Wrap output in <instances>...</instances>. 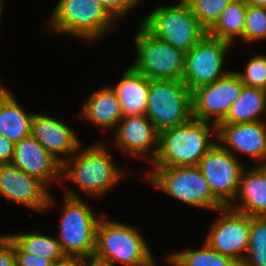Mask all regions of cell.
I'll return each mask as SVG.
<instances>
[{"label": "cell", "mask_w": 266, "mask_h": 266, "mask_svg": "<svg viewBox=\"0 0 266 266\" xmlns=\"http://www.w3.org/2000/svg\"><path fill=\"white\" fill-rule=\"evenodd\" d=\"M134 226L106 218L96 228L93 266H157L145 237Z\"/></svg>", "instance_id": "1"}, {"label": "cell", "mask_w": 266, "mask_h": 266, "mask_svg": "<svg viewBox=\"0 0 266 266\" xmlns=\"http://www.w3.org/2000/svg\"><path fill=\"white\" fill-rule=\"evenodd\" d=\"M106 144L99 141L85 149L81 145L63 162L61 178L75 183L87 197H102L112 190L127 171L118 168Z\"/></svg>", "instance_id": "2"}, {"label": "cell", "mask_w": 266, "mask_h": 266, "mask_svg": "<svg viewBox=\"0 0 266 266\" xmlns=\"http://www.w3.org/2000/svg\"><path fill=\"white\" fill-rule=\"evenodd\" d=\"M216 142L217 125L192 118L159 133L158 153L150 165L152 168L196 166Z\"/></svg>", "instance_id": "3"}, {"label": "cell", "mask_w": 266, "mask_h": 266, "mask_svg": "<svg viewBox=\"0 0 266 266\" xmlns=\"http://www.w3.org/2000/svg\"><path fill=\"white\" fill-rule=\"evenodd\" d=\"M115 22L98 0H58L46 26L49 32L72 35L90 43L111 33Z\"/></svg>", "instance_id": "4"}, {"label": "cell", "mask_w": 266, "mask_h": 266, "mask_svg": "<svg viewBox=\"0 0 266 266\" xmlns=\"http://www.w3.org/2000/svg\"><path fill=\"white\" fill-rule=\"evenodd\" d=\"M64 188L57 240L67 258L91 261L96 248V228L104 212L99 216L75 190Z\"/></svg>", "instance_id": "5"}, {"label": "cell", "mask_w": 266, "mask_h": 266, "mask_svg": "<svg viewBox=\"0 0 266 266\" xmlns=\"http://www.w3.org/2000/svg\"><path fill=\"white\" fill-rule=\"evenodd\" d=\"M140 24L154 37L184 53L207 34L184 0L176 5L156 6Z\"/></svg>", "instance_id": "6"}, {"label": "cell", "mask_w": 266, "mask_h": 266, "mask_svg": "<svg viewBox=\"0 0 266 266\" xmlns=\"http://www.w3.org/2000/svg\"><path fill=\"white\" fill-rule=\"evenodd\" d=\"M144 177L154 188L190 206L213 211L224 207L211 192L198 165L152 168Z\"/></svg>", "instance_id": "7"}, {"label": "cell", "mask_w": 266, "mask_h": 266, "mask_svg": "<svg viewBox=\"0 0 266 266\" xmlns=\"http://www.w3.org/2000/svg\"><path fill=\"white\" fill-rule=\"evenodd\" d=\"M135 61L132 67L150 80H181L185 53L154 37L141 24L133 36Z\"/></svg>", "instance_id": "8"}, {"label": "cell", "mask_w": 266, "mask_h": 266, "mask_svg": "<svg viewBox=\"0 0 266 266\" xmlns=\"http://www.w3.org/2000/svg\"><path fill=\"white\" fill-rule=\"evenodd\" d=\"M146 116L159 133L188 122L193 118L191 91L182 80H150Z\"/></svg>", "instance_id": "9"}, {"label": "cell", "mask_w": 266, "mask_h": 266, "mask_svg": "<svg viewBox=\"0 0 266 266\" xmlns=\"http://www.w3.org/2000/svg\"><path fill=\"white\" fill-rule=\"evenodd\" d=\"M232 44L207 34L187 53L182 81L190 91L226 76L225 57Z\"/></svg>", "instance_id": "10"}, {"label": "cell", "mask_w": 266, "mask_h": 266, "mask_svg": "<svg viewBox=\"0 0 266 266\" xmlns=\"http://www.w3.org/2000/svg\"><path fill=\"white\" fill-rule=\"evenodd\" d=\"M215 198L230 206L238 193L244 164L216 142L198 164Z\"/></svg>", "instance_id": "11"}, {"label": "cell", "mask_w": 266, "mask_h": 266, "mask_svg": "<svg viewBox=\"0 0 266 266\" xmlns=\"http://www.w3.org/2000/svg\"><path fill=\"white\" fill-rule=\"evenodd\" d=\"M216 212L222 215L211 224L205 243L211 249L241 264L248 250L250 216L229 206Z\"/></svg>", "instance_id": "12"}, {"label": "cell", "mask_w": 266, "mask_h": 266, "mask_svg": "<svg viewBox=\"0 0 266 266\" xmlns=\"http://www.w3.org/2000/svg\"><path fill=\"white\" fill-rule=\"evenodd\" d=\"M243 83L230 71L219 80L191 91L194 119L218 125L241 94Z\"/></svg>", "instance_id": "13"}, {"label": "cell", "mask_w": 266, "mask_h": 266, "mask_svg": "<svg viewBox=\"0 0 266 266\" xmlns=\"http://www.w3.org/2000/svg\"><path fill=\"white\" fill-rule=\"evenodd\" d=\"M45 212L54 204L48 187L12 164H0V197Z\"/></svg>", "instance_id": "14"}, {"label": "cell", "mask_w": 266, "mask_h": 266, "mask_svg": "<svg viewBox=\"0 0 266 266\" xmlns=\"http://www.w3.org/2000/svg\"><path fill=\"white\" fill-rule=\"evenodd\" d=\"M112 137L115 148L127 157L142 158L151 164L157 156L159 132L146 115L123 117Z\"/></svg>", "instance_id": "15"}, {"label": "cell", "mask_w": 266, "mask_h": 266, "mask_svg": "<svg viewBox=\"0 0 266 266\" xmlns=\"http://www.w3.org/2000/svg\"><path fill=\"white\" fill-rule=\"evenodd\" d=\"M217 142L235 157L237 152L254 159L257 165H266V122L218 124ZM262 161V162H260Z\"/></svg>", "instance_id": "16"}, {"label": "cell", "mask_w": 266, "mask_h": 266, "mask_svg": "<svg viewBox=\"0 0 266 266\" xmlns=\"http://www.w3.org/2000/svg\"><path fill=\"white\" fill-rule=\"evenodd\" d=\"M30 135L61 164L68 160L82 145L70 125L54 118V116L39 112L34 113L32 117Z\"/></svg>", "instance_id": "17"}, {"label": "cell", "mask_w": 266, "mask_h": 266, "mask_svg": "<svg viewBox=\"0 0 266 266\" xmlns=\"http://www.w3.org/2000/svg\"><path fill=\"white\" fill-rule=\"evenodd\" d=\"M11 164L26 174L38 178L47 187L54 180L60 182L62 179V164L31 135L15 143Z\"/></svg>", "instance_id": "18"}, {"label": "cell", "mask_w": 266, "mask_h": 266, "mask_svg": "<svg viewBox=\"0 0 266 266\" xmlns=\"http://www.w3.org/2000/svg\"><path fill=\"white\" fill-rule=\"evenodd\" d=\"M229 207L252 217H266V165L244 167L237 196Z\"/></svg>", "instance_id": "19"}, {"label": "cell", "mask_w": 266, "mask_h": 266, "mask_svg": "<svg viewBox=\"0 0 266 266\" xmlns=\"http://www.w3.org/2000/svg\"><path fill=\"white\" fill-rule=\"evenodd\" d=\"M79 116L100 130H115L123 118L121 105L115 91L107 85L93 92L84 101Z\"/></svg>", "instance_id": "20"}, {"label": "cell", "mask_w": 266, "mask_h": 266, "mask_svg": "<svg viewBox=\"0 0 266 266\" xmlns=\"http://www.w3.org/2000/svg\"><path fill=\"white\" fill-rule=\"evenodd\" d=\"M110 86L119 99L123 117L146 115L149 78L130 66L124 70L119 82Z\"/></svg>", "instance_id": "21"}, {"label": "cell", "mask_w": 266, "mask_h": 266, "mask_svg": "<svg viewBox=\"0 0 266 266\" xmlns=\"http://www.w3.org/2000/svg\"><path fill=\"white\" fill-rule=\"evenodd\" d=\"M4 83H0V134L14 143L30 136L34 113H28Z\"/></svg>", "instance_id": "22"}, {"label": "cell", "mask_w": 266, "mask_h": 266, "mask_svg": "<svg viewBox=\"0 0 266 266\" xmlns=\"http://www.w3.org/2000/svg\"><path fill=\"white\" fill-rule=\"evenodd\" d=\"M264 112L266 113V90L243 84L240 96L219 124L266 121L262 117Z\"/></svg>", "instance_id": "23"}, {"label": "cell", "mask_w": 266, "mask_h": 266, "mask_svg": "<svg viewBox=\"0 0 266 266\" xmlns=\"http://www.w3.org/2000/svg\"><path fill=\"white\" fill-rule=\"evenodd\" d=\"M247 3L245 0H233L221 13L219 19L207 31L209 37L229 42L233 45L235 39L243 41Z\"/></svg>", "instance_id": "24"}, {"label": "cell", "mask_w": 266, "mask_h": 266, "mask_svg": "<svg viewBox=\"0 0 266 266\" xmlns=\"http://www.w3.org/2000/svg\"><path fill=\"white\" fill-rule=\"evenodd\" d=\"M23 252L39 255L53 261L56 265L68 258L62 251L57 237L43 235L39 231L13 233L7 235Z\"/></svg>", "instance_id": "25"}, {"label": "cell", "mask_w": 266, "mask_h": 266, "mask_svg": "<svg viewBox=\"0 0 266 266\" xmlns=\"http://www.w3.org/2000/svg\"><path fill=\"white\" fill-rule=\"evenodd\" d=\"M166 257L175 266H240L236 260L211 249L205 241L200 249L173 252Z\"/></svg>", "instance_id": "26"}, {"label": "cell", "mask_w": 266, "mask_h": 266, "mask_svg": "<svg viewBox=\"0 0 266 266\" xmlns=\"http://www.w3.org/2000/svg\"><path fill=\"white\" fill-rule=\"evenodd\" d=\"M240 266H266L265 216H250L248 250Z\"/></svg>", "instance_id": "27"}, {"label": "cell", "mask_w": 266, "mask_h": 266, "mask_svg": "<svg viewBox=\"0 0 266 266\" xmlns=\"http://www.w3.org/2000/svg\"><path fill=\"white\" fill-rule=\"evenodd\" d=\"M200 25L208 31L233 0H184Z\"/></svg>", "instance_id": "28"}, {"label": "cell", "mask_w": 266, "mask_h": 266, "mask_svg": "<svg viewBox=\"0 0 266 266\" xmlns=\"http://www.w3.org/2000/svg\"><path fill=\"white\" fill-rule=\"evenodd\" d=\"M266 40V7L247 4L243 42L252 43Z\"/></svg>", "instance_id": "29"}, {"label": "cell", "mask_w": 266, "mask_h": 266, "mask_svg": "<svg viewBox=\"0 0 266 266\" xmlns=\"http://www.w3.org/2000/svg\"><path fill=\"white\" fill-rule=\"evenodd\" d=\"M245 71H235L244 85L266 90V55L255 54L245 66Z\"/></svg>", "instance_id": "30"}, {"label": "cell", "mask_w": 266, "mask_h": 266, "mask_svg": "<svg viewBox=\"0 0 266 266\" xmlns=\"http://www.w3.org/2000/svg\"><path fill=\"white\" fill-rule=\"evenodd\" d=\"M99 3L117 20L124 18L131 8L139 3L136 0H98Z\"/></svg>", "instance_id": "31"}, {"label": "cell", "mask_w": 266, "mask_h": 266, "mask_svg": "<svg viewBox=\"0 0 266 266\" xmlns=\"http://www.w3.org/2000/svg\"><path fill=\"white\" fill-rule=\"evenodd\" d=\"M16 266H57L53 261L39 255L23 252L15 243Z\"/></svg>", "instance_id": "32"}, {"label": "cell", "mask_w": 266, "mask_h": 266, "mask_svg": "<svg viewBox=\"0 0 266 266\" xmlns=\"http://www.w3.org/2000/svg\"><path fill=\"white\" fill-rule=\"evenodd\" d=\"M0 266H16L14 242L5 235H0Z\"/></svg>", "instance_id": "33"}, {"label": "cell", "mask_w": 266, "mask_h": 266, "mask_svg": "<svg viewBox=\"0 0 266 266\" xmlns=\"http://www.w3.org/2000/svg\"><path fill=\"white\" fill-rule=\"evenodd\" d=\"M15 143L0 134V164H11Z\"/></svg>", "instance_id": "34"}, {"label": "cell", "mask_w": 266, "mask_h": 266, "mask_svg": "<svg viewBox=\"0 0 266 266\" xmlns=\"http://www.w3.org/2000/svg\"><path fill=\"white\" fill-rule=\"evenodd\" d=\"M57 266H93L92 261L88 259L68 258L66 261L59 263Z\"/></svg>", "instance_id": "35"}, {"label": "cell", "mask_w": 266, "mask_h": 266, "mask_svg": "<svg viewBox=\"0 0 266 266\" xmlns=\"http://www.w3.org/2000/svg\"><path fill=\"white\" fill-rule=\"evenodd\" d=\"M248 5L266 7V0H245Z\"/></svg>", "instance_id": "36"}, {"label": "cell", "mask_w": 266, "mask_h": 266, "mask_svg": "<svg viewBox=\"0 0 266 266\" xmlns=\"http://www.w3.org/2000/svg\"><path fill=\"white\" fill-rule=\"evenodd\" d=\"M3 1L2 0H0V27H1V20H2V14H3V3H2ZM0 83H2V81H1V78H0Z\"/></svg>", "instance_id": "37"}, {"label": "cell", "mask_w": 266, "mask_h": 266, "mask_svg": "<svg viewBox=\"0 0 266 266\" xmlns=\"http://www.w3.org/2000/svg\"><path fill=\"white\" fill-rule=\"evenodd\" d=\"M164 260L168 264V266H175L166 256H165Z\"/></svg>", "instance_id": "38"}]
</instances>
